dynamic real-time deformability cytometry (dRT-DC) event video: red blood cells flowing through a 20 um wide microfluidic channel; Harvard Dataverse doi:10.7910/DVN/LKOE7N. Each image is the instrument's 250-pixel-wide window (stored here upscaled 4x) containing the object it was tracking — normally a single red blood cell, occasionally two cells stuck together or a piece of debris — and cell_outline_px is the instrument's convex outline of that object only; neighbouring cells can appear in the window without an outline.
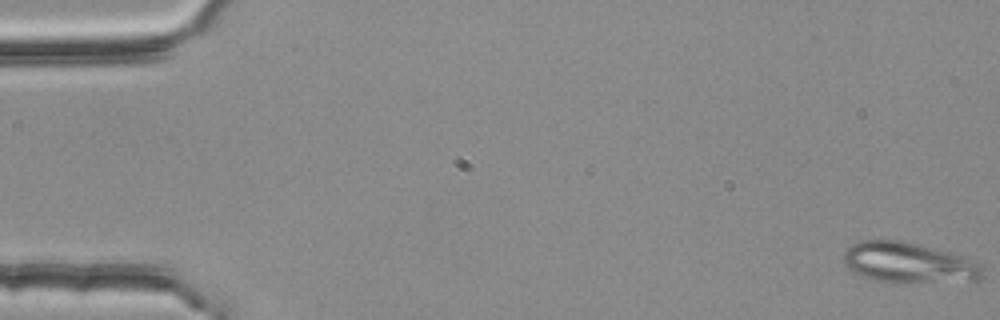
{"species": "common noctule bat (a hibernating species)", "species_latin": "Nyctalus noctula", "temperature_condition": "room temperature", "stored_images_in_passage": 4, "camera_frame_rate_fps": 3000, "um_per_image_px": 0.085, "animal": {"sex": "female", "body_mass_g": 25.1}, "frame": {"image": 1, "passage_image": 1, "time_ms": 0.0, "image_size_px": [1000, 320], "cell_outline_px": [[984, 276], [980, 280], [904, 284], [876, 280], [864, 276], [856, 272], [844, 264], [844, 252], [852, 244], [860, 240], [904, 240], [964, 256], [980, 264]], "centroid_in_image_um": [77.28, 22.34], "position_along_channel_um": 7.7, "area_um2": 33.12}}